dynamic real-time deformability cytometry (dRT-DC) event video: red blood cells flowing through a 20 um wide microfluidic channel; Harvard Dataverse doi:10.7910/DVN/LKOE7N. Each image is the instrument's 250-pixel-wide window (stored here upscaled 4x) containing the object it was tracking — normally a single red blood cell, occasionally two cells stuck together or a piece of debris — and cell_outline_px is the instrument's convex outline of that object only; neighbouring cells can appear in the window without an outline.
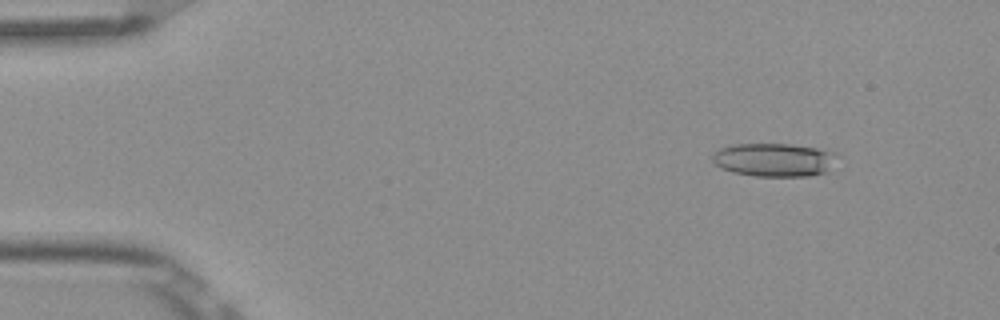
{"species": "Egyptian fruit bat (a non-hibernating species)", "species_latin": "Rousettus aegyptiacus", "temperature_condition": "room temperature", "stored_images_in_passage": 4, "camera_frame_rate_fps": 3000, "um_per_image_px": 0.085, "frame": {"image": 1, "passage_image": 2, "time_ms": 0.333, "image_size_px": [1000, 320], "cell_outline_px": [[828, 172], [808, 176], [756, 176], [732, 172], [720, 168], [712, 160], [712, 156], [720, 148], [732, 144], [792, 144], [816, 148], [828, 152]], "centroid_in_image_um": [65.63, 13.59], "position_along_channel_um": 19.4, "area_um2": 23.47}}
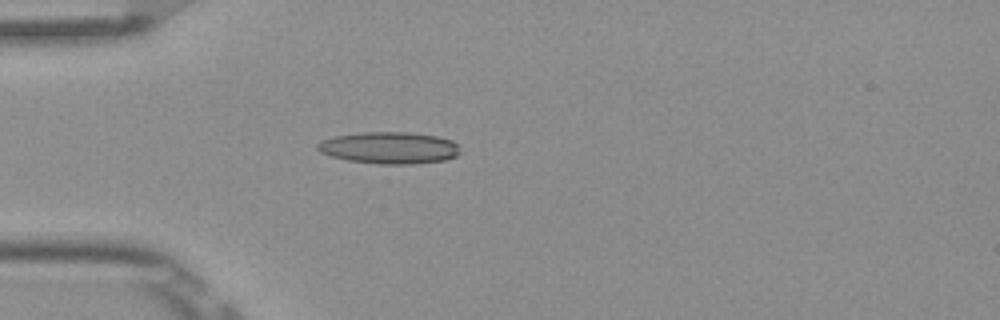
{"frame": {"image": 2, "passage_image": 4, "time_ms": 1.0, "image_size_px": [1000, 320], "cell_outline_px": [[460, 152], [456, 156], [444, 160], [412, 164], [380, 164], [348, 160], [332, 156], [320, 152], [316, 148], [316, 144], [324, 140], [336, 136], [364, 132], [404, 132], [436, 136], [452, 140], [460, 144]], "centroid_in_image_um": [33.13, 12.57], "position_along_channel_um": 51.9, "area_um2": 26.36}}